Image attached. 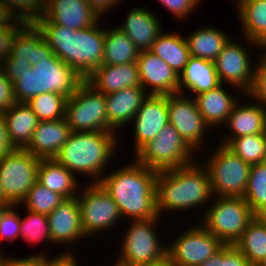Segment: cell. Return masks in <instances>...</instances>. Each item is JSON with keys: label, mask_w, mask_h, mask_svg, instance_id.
<instances>
[{"label": "cell", "mask_w": 266, "mask_h": 266, "mask_svg": "<svg viewBox=\"0 0 266 266\" xmlns=\"http://www.w3.org/2000/svg\"><path fill=\"white\" fill-rule=\"evenodd\" d=\"M252 266L266 257V216H255L234 244Z\"/></svg>", "instance_id": "cell-33"}, {"label": "cell", "mask_w": 266, "mask_h": 266, "mask_svg": "<svg viewBox=\"0 0 266 266\" xmlns=\"http://www.w3.org/2000/svg\"><path fill=\"white\" fill-rule=\"evenodd\" d=\"M158 171L133 162L103 176L98 182L118 205L122 218H156V177Z\"/></svg>", "instance_id": "cell-2"}, {"label": "cell", "mask_w": 266, "mask_h": 266, "mask_svg": "<svg viewBox=\"0 0 266 266\" xmlns=\"http://www.w3.org/2000/svg\"><path fill=\"white\" fill-rule=\"evenodd\" d=\"M164 6L169 13L174 14V17L179 19L188 18L192 11L198 7L201 0H157Z\"/></svg>", "instance_id": "cell-45"}, {"label": "cell", "mask_w": 266, "mask_h": 266, "mask_svg": "<svg viewBox=\"0 0 266 266\" xmlns=\"http://www.w3.org/2000/svg\"><path fill=\"white\" fill-rule=\"evenodd\" d=\"M235 1H237V7L244 1V0H235Z\"/></svg>", "instance_id": "cell-60"}, {"label": "cell", "mask_w": 266, "mask_h": 266, "mask_svg": "<svg viewBox=\"0 0 266 266\" xmlns=\"http://www.w3.org/2000/svg\"><path fill=\"white\" fill-rule=\"evenodd\" d=\"M17 19L11 13L8 5L0 2V27L14 24Z\"/></svg>", "instance_id": "cell-53"}, {"label": "cell", "mask_w": 266, "mask_h": 266, "mask_svg": "<svg viewBox=\"0 0 266 266\" xmlns=\"http://www.w3.org/2000/svg\"><path fill=\"white\" fill-rule=\"evenodd\" d=\"M141 266H175L174 263L171 261L169 256L166 254L162 258L158 259L157 261L144 264Z\"/></svg>", "instance_id": "cell-55"}, {"label": "cell", "mask_w": 266, "mask_h": 266, "mask_svg": "<svg viewBox=\"0 0 266 266\" xmlns=\"http://www.w3.org/2000/svg\"><path fill=\"white\" fill-rule=\"evenodd\" d=\"M112 28L105 29L102 65L137 63L140 51L120 28Z\"/></svg>", "instance_id": "cell-32"}, {"label": "cell", "mask_w": 266, "mask_h": 266, "mask_svg": "<svg viewBox=\"0 0 266 266\" xmlns=\"http://www.w3.org/2000/svg\"><path fill=\"white\" fill-rule=\"evenodd\" d=\"M263 53V54H262ZM258 57V63L254 67V80L251 90L246 94L253 97L256 102L266 108V53L262 52Z\"/></svg>", "instance_id": "cell-41"}, {"label": "cell", "mask_w": 266, "mask_h": 266, "mask_svg": "<svg viewBox=\"0 0 266 266\" xmlns=\"http://www.w3.org/2000/svg\"><path fill=\"white\" fill-rule=\"evenodd\" d=\"M8 7L17 20L35 24L44 17L45 0H11Z\"/></svg>", "instance_id": "cell-40"}, {"label": "cell", "mask_w": 266, "mask_h": 266, "mask_svg": "<svg viewBox=\"0 0 266 266\" xmlns=\"http://www.w3.org/2000/svg\"><path fill=\"white\" fill-rule=\"evenodd\" d=\"M147 95L142 86L126 87L120 91L105 94L108 132H115L118 128L131 123Z\"/></svg>", "instance_id": "cell-21"}, {"label": "cell", "mask_w": 266, "mask_h": 266, "mask_svg": "<svg viewBox=\"0 0 266 266\" xmlns=\"http://www.w3.org/2000/svg\"><path fill=\"white\" fill-rule=\"evenodd\" d=\"M8 138L14 149H25L39 122L27 103H14L3 112Z\"/></svg>", "instance_id": "cell-25"}, {"label": "cell", "mask_w": 266, "mask_h": 266, "mask_svg": "<svg viewBox=\"0 0 266 266\" xmlns=\"http://www.w3.org/2000/svg\"><path fill=\"white\" fill-rule=\"evenodd\" d=\"M167 245L166 254L175 266H199L225 244L202 224L191 226Z\"/></svg>", "instance_id": "cell-13"}, {"label": "cell", "mask_w": 266, "mask_h": 266, "mask_svg": "<svg viewBox=\"0 0 266 266\" xmlns=\"http://www.w3.org/2000/svg\"><path fill=\"white\" fill-rule=\"evenodd\" d=\"M16 103L12 83L4 76L0 69V113L5 112Z\"/></svg>", "instance_id": "cell-47"}, {"label": "cell", "mask_w": 266, "mask_h": 266, "mask_svg": "<svg viewBox=\"0 0 266 266\" xmlns=\"http://www.w3.org/2000/svg\"><path fill=\"white\" fill-rule=\"evenodd\" d=\"M214 197L202 225L225 245H234L256 215L242 197Z\"/></svg>", "instance_id": "cell-6"}, {"label": "cell", "mask_w": 266, "mask_h": 266, "mask_svg": "<svg viewBox=\"0 0 266 266\" xmlns=\"http://www.w3.org/2000/svg\"><path fill=\"white\" fill-rule=\"evenodd\" d=\"M51 243L69 244L86 238L82 224L81 212L77 198L64 200L47 216Z\"/></svg>", "instance_id": "cell-19"}, {"label": "cell", "mask_w": 266, "mask_h": 266, "mask_svg": "<svg viewBox=\"0 0 266 266\" xmlns=\"http://www.w3.org/2000/svg\"><path fill=\"white\" fill-rule=\"evenodd\" d=\"M220 144L225 145L250 165L266 162V133L237 137L233 140H222Z\"/></svg>", "instance_id": "cell-34"}, {"label": "cell", "mask_w": 266, "mask_h": 266, "mask_svg": "<svg viewBox=\"0 0 266 266\" xmlns=\"http://www.w3.org/2000/svg\"><path fill=\"white\" fill-rule=\"evenodd\" d=\"M244 199L256 216H266V162L252 165Z\"/></svg>", "instance_id": "cell-35"}, {"label": "cell", "mask_w": 266, "mask_h": 266, "mask_svg": "<svg viewBox=\"0 0 266 266\" xmlns=\"http://www.w3.org/2000/svg\"><path fill=\"white\" fill-rule=\"evenodd\" d=\"M86 80L55 54L31 66L13 83L16 103H27L36 95L51 92L69 99Z\"/></svg>", "instance_id": "cell-5"}, {"label": "cell", "mask_w": 266, "mask_h": 266, "mask_svg": "<svg viewBox=\"0 0 266 266\" xmlns=\"http://www.w3.org/2000/svg\"><path fill=\"white\" fill-rule=\"evenodd\" d=\"M67 98L58 93L46 92L31 98L27 105L39 121H53L65 117Z\"/></svg>", "instance_id": "cell-36"}, {"label": "cell", "mask_w": 266, "mask_h": 266, "mask_svg": "<svg viewBox=\"0 0 266 266\" xmlns=\"http://www.w3.org/2000/svg\"><path fill=\"white\" fill-rule=\"evenodd\" d=\"M54 55L48 44L42 39L36 46L33 55V66L40 63L41 60L51 58Z\"/></svg>", "instance_id": "cell-51"}, {"label": "cell", "mask_w": 266, "mask_h": 266, "mask_svg": "<svg viewBox=\"0 0 266 266\" xmlns=\"http://www.w3.org/2000/svg\"><path fill=\"white\" fill-rule=\"evenodd\" d=\"M237 8L245 42L266 53V0H244Z\"/></svg>", "instance_id": "cell-28"}, {"label": "cell", "mask_w": 266, "mask_h": 266, "mask_svg": "<svg viewBox=\"0 0 266 266\" xmlns=\"http://www.w3.org/2000/svg\"><path fill=\"white\" fill-rule=\"evenodd\" d=\"M71 133L65 117L53 121H39L25 150L40 159L55 158Z\"/></svg>", "instance_id": "cell-20"}, {"label": "cell", "mask_w": 266, "mask_h": 266, "mask_svg": "<svg viewBox=\"0 0 266 266\" xmlns=\"http://www.w3.org/2000/svg\"><path fill=\"white\" fill-rule=\"evenodd\" d=\"M232 40L227 42L213 62L220 83H227L244 96L252 88L255 69H252L254 67L244 45Z\"/></svg>", "instance_id": "cell-15"}, {"label": "cell", "mask_w": 266, "mask_h": 266, "mask_svg": "<svg viewBox=\"0 0 266 266\" xmlns=\"http://www.w3.org/2000/svg\"><path fill=\"white\" fill-rule=\"evenodd\" d=\"M75 174L66 169L55 158L41 159L37 171V182L66 199L77 197L79 185Z\"/></svg>", "instance_id": "cell-29"}, {"label": "cell", "mask_w": 266, "mask_h": 266, "mask_svg": "<svg viewBox=\"0 0 266 266\" xmlns=\"http://www.w3.org/2000/svg\"><path fill=\"white\" fill-rule=\"evenodd\" d=\"M213 193L206 168L196 161L190 165L158 171L156 177V210L181 211L211 201Z\"/></svg>", "instance_id": "cell-3"}, {"label": "cell", "mask_w": 266, "mask_h": 266, "mask_svg": "<svg viewBox=\"0 0 266 266\" xmlns=\"http://www.w3.org/2000/svg\"><path fill=\"white\" fill-rule=\"evenodd\" d=\"M90 6L103 17L104 13L108 12V9L115 7L122 0H87ZM120 1V2H119Z\"/></svg>", "instance_id": "cell-52"}, {"label": "cell", "mask_w": 266, "mask_h": 266, "mask_svg": "<svg viewBox=\"0 0 266 266\" xmlns=\"http://www.w3.org/2000/svg\"><path fill=\"white\" fill-rule=\"evenodd\" d=\"M43 255L41 252L25 258H6L0 253V266H43Z\"/></svg>", "instance_id": "cell-48"}, {"label": "cell", "mask_w": 266, "mask_h": 266, "mask_svg": "<svg viewBox=\"0 0 266 266\" xmlns=\"http://www.w3.org/2000/svg\"><path fill=\"white\" fill-rule=\"evenodd\" d=\"M255 266H266V257L258 262Z\"/></svg>", "instance_id": "cell-58"}, {"label": "cell", "mask_w": 266, "mask_h": 266, "mask_svg": "<svg viewBox=\"0 0 266 266\" xmlns=\"http://www.w3.org/2000/svg\"><path fill=\"white\" fill-rule=\"evenodd\" d=\"M34 25L53 53L85 80L103 64L105 29L98 24L77 30L53 22Z\"/></svg>", "instance_id": "cell-1"}, {"label": "cell", "mask_w": 266, "mask_h": 266, "mask_svg": "<svg viewBox=\"0 0 266 266\" xmlns=\"http://www.w3.org/2000/svg\"><path fill=\"white\" fill-rule=\"evenodd\" d=\"M43 39L42 33L34 24H26L15 36L11 55L17 59L29 60L33 66L35 46Z\"/></svg>", "instance_id": "cell-38"}, {"label": "cell", "mask_w": 266, "mask_h": 266, "mask_svg": "<svg viewBox=\"0 0 266 266\" xmlns=\"http://www.w3.org/2000/svg\"><path fill=\"white\" fill-rule=\"evenodd\" d=\"M0 2L9 5L11 0H0Z\"/></svg>", "instance_id": "cell-59"}, {"label": "cell", "mask_w": 266, "mask_h": 266, "mask_svg": "<svg viewBox=\"0 0 266 266\" xmlns=\"http://www.w3.org/2000/svg\"><path fill=\"white\" fill-rule=\"evenodd\" d=\"M25 25L17 20L14 24L0 27V65L10 55L14 38Z\"/></svg>", "instance_id": "cell-43"}, {"label": "cell", "mask_w": 266, "mask_h": 266, "mask_svg": "<svg viewBox=\"0 0 266 266\" xmlns=\"http://www.w3.org/2000/svg\"><path fill=\"white\" fill-rule=\"evenodd\" d=\"M16 205H12L0 221V241L12 243L20 238L21 216L17 214ZM1 252V251H0Z\"/></svg>", "instance_id": "cell-42"}, {"label": "cell", "mask_w": 266, "mask_h": 266, "mask_svg": "<svg viewBox=\"0 0 266 266\" xmlns=\"http://www.w3.org/2000/svg\"><path fill=\"white\" fill-rule=\"evenodd\" d=\"M183 94L178 92L167 95L169 123L180 133L185 142L197 152L196 149H200L203 144V138L209 126L205 123L195 99Z\"/></svg>", "instance_id": "cell-14"}, {"label": "cell", "mask_w": 266, "mask_h": 266, "mask_svg": "<svg viewBox=\"0 0 266 266\" xmlns=\"http://www.w3.org/2000/svg\"><path fill=\"white\" fill-rule=\"evenodd\" d=\"M216 27H202L186 37L190 56L214 61L231 39Z\"/></svg>", "instance_id": "cell-31"}, {"label": "cell", "mask_w": 266, "mask_h": 266, "mask_svg": "<svg viewBox=\"0 0 266 266\" xmlns=\"http://www.w3.org/2000/svg\"><path fill=\"white\" fill-rule=\"evenodd\" d=\"M31 68L29 60L14 58L11 54L1 63L0 69L4 76L13 83L16 79L21 77L23 72Z\"/></svg>", "instance_id": "cell-44"}, {"label": "cell", "mask_w": 266, "mask_h": 266, "mask_svg": "<svg viewBox=\"0 0 266 266\" xmlns=\"http://www.w3.org/2000/svg\"><path fill=\"white\" fill-rule=\"evenodd\" d=\"M159 217L131 219L132 224L123 235L121 252L116 258L115 266H141L157 261L166 255L167 246L161 245L155 230L158 225L156 223H159L157 221L161 219Z\"/></svg>", "instance_id": "cell-9"}, {"label": "cell", "mask_w": 266, "mask_h": 266, "mask_svg": "<svg viewBox=\"0 0 266 266\" xmlns=\"http://www.w3.org/2000/svg\"><path fill=\"white\" fill-rule=\"evenodd\" d=\"M144 7L130 10L123 24L118 26L141 51L150 50L156 38L163 32L157 15Z\"/></svg>", "instance_id": "cell-22"}, {"label": "cell", "mask_w": 266, "mask_h": 266, "mask_svg": "<svg viewBox=\"0 0 266 266\" xmlns=\"http://www.w3.org/2000/svg\"><path fill=\"white\" fill-rule=\"evenodd\" d=\"M64 200H66L64 196L49 190L36 181L21 204L25 203L26 210L48 216Z\"/></svg>", "instance_id": "cell-37"}, {"label": "cell", "mask_w": 266, "mask_h": 266, "mask_svg": "<svg viewBox=\"0 0 266 266\" xmlns=\"http://www.w3.org/2000/svg\"><path fill=\"white\" fill-rule=\"evenodd\" d=\"M14 148L11 146L8 138L6 121L3 113H0V158L12 151Z\"/></svg>", "instance_id": "cell-50"}, {"label": "cell", "mask_w": 266, "mask_h": 266, "mask_svg": "<svg viewBox=\"0 0 266 266\" xmlns=\"http://www.w3.org/2000/svg\"><path fill=\"white\" fill-rule=\"evenodd\" d=\"M141 86L148 94L169 95L179 92V75L149 50L141 51L137 60ZM151 88L147 92V88Z\"/></svg>", "instance_id": "cell-17"}, {"label": "cell", "mask_w": 266, "mask_h": 266, "mask_svg": "<svg viewBox=\"0 0 266 266\" xmlns=\"http://www.w3.org/2000/svg\"><path fill=\"white\" fill-rule=\"evenodd\" d=\"M0 202H7L5 201L4 199V193L2 191V185H1V182H0Z\"/></svg>", "instance_id": "cell-57"}, {"label": "cell", "mask_w": 266, "mask_h": 266, "mask_svg": "<svg viewBox=\"0 0 266 266\" xmlns=\"http://www.w3.org/2000/svg\"><path fill=\"white\" fill-rule=\"evenodd\" d=\"M222 266H252L235 245L222 247Z\"/></svg>", "instance_id": "cell-46"}, {"label": "cell", "mask_w": 266, "mask_h": 266, "mask_svg": "<svg viewBox=\"0 0 266 266\" xmlns=\"http://www.w3.org/2000/svg\"><path fill=\"white\" fill-rule=\"evenodd\" d=\"M149 51L165 61L178 75L184 70L190 58L186 37L175 32H162Z\"/></svg>", "instance_id": "cell-30"}, {"label": "cell", "mask_w": 266, "mask_h": 266, "mask_svg": "<svg viewBox=\"0 0 266 266\" xmlns=\"http://www.w3.org/2000/svg\"><path fill=\"white\" fill-rule=\"evenodd\" d=\"M65 118L72 132H108L105 94L85 81L67 99Z\"/></svg>", "instance_id": "cell-10"}, {"label": "cell", "mask_w": 266, "mask_h": 266, "mask_svg": "<svg viewBox=\"0 0 266 266\" xmlns=\"http://www.w3.org/2000/svg\"><path fill=\"white\" fill-rule=\"evenodd\" d=\"M86 81L104 94L117 92L126 87L141 86L137 63L101 65Z\"/></svg>", "instance_id": "cell-23"}, {"label": "cell", "mask_w": 266, "mask_h": 266, "mask_svg": "<svg viewBox=\"0 0 266 266\" xmlns=\"http://www.w3.org/2000/svg\"><path fill=\"white\" fill-rule=\"evenodd\" d=\"M232 134L221 140H233L237 137L266 133V108L261 104L236 103L226 122Z\"/></svg>", "instance_id": "cell-24"}, {"label": "cell", "mask_w": 266, "mask_h": 266, "mask_svg": "<svg viewBox=\"0 0 266 266\" xmlns=\"http://www.w3.org/2000/svg\"><path fill=\"white\" fill-rule=\"evenodd\" d=\"M12 206L10 202H0V221L6 211Z\"/></svg>", "instance_id": "cell-56"}, {"label": "cell", "mask_w": 266, "mask_h": 266, "mask_svg": "<svg viewBox=\"0 0 266 266\" xmlns=\"http://www.w3.org/2000/svg\"><path fill=\"white\" fill-rule=\"evenodd\" d=\"M24 238L28 244L39 243L40 240L51 242L49 224L46 215L30 210L21 218L20 238ZM31 242V243H30Z\"/></svg>", "instance_id": "cell-39"}, {"label": "cell", "mask_w": 266, "mask_h": 266, "mask_svg": "<svg viewBox=\"0 0 266 266\" xmlns=\"http://www.w3.org/2000/svg\"><path fill=\"white\" fill-rule=\"evenodd\" d=\"M213 61L190 56L184 70L179 75V93L184 87L199 95L220 85Z\"/></svg>", "instance_id": "cell-27"}, {"label": "cell", "mask_w": 266, "mask_h": 266, "mask_svg": "<svg viewBox=\"0 0 266 266\" xmlns=\"http://www.w3.org/2000/svg\"><path fill=\"white\" fill-rule=\"evenodd\" d=\"M132 122V124H135L133 126L135 136L134 151L137 153L169 123L167 95L148 94Z\"/></svg>", "instance_id": "cell-16"}, {"label": "cell", "mask_w": 266, "mask_h": 266, "mask_svg": "<svg viewBox=\"0 0 266 266\" xmlns=\"http://www.w3.org/2000/svg\"><path fill=\"white\" fill-rule=\"evenodd\" d=\"M63 252L53 259L47 258V255H43V266H79L75 254L70 252ZM65 253V254H64Z\"/></svg>", "instance_id": "cell-49"}, {"label": "cell", "mask_w": 266, "mask_h": 266, "mask_svg": "<svg viewBox=\"0 0 266 266\" xmlns=\"http://www.w3.org/2000/svg\"><path fill=\"white\" fill-rule=\"evenodd\" d=\"M115 132H72L55 159L72 173L91 176L98 183L118 148ZM110 160V161H109Z\"/></svg>", "instance_id": "cell-4"}, {"label": "cell", "mask_w": 266, "mask_h": 266, "mask_svg": "<svg viewBox=\"0 0 266 266\" xmlns=\"http://www.w3.org/2000/svg\"><path fill=\"white\" fill-rule=\"evenodd\" d=\"M223 85L221 83L214 89L193 96L205 123L210 128L219 124L221 127L223 123L225 125L233 107L238 102V98L232 97L230 92L222 88Z\"/></svg>", "instance_id": "cell-26"}, {"label": "cell", "mask_w": 266, "mask_h": 266, "mask_svg": "<svg viewBox=\"0 0 266 266\" xmlns=\"http://www.w3.org/2000/svg\"><path fill=\"white\" fill-rule=\"evenodd\" d=\"M40 160L25 149H13L0 158V182L5 201L20 206L37 181Z\"/></svg>", "instance_id": "cell-11"}, {"label": "cell", "mask_w": 266, "mask_h": 266, "mask_svg": "<svg viewBox=\"0 0 266 266\" xmlns=\"http://www.w3.org/2000/svg\"><path fill=\"white\" fill-rule=\"evenodd\" d=\"M201 164L208 171L213 196L244 198L252 165L220 143Z\"/></svg>", "instance_id": "cell-7"}, {"label": "cell", "mask_w": 266, "mask_h": 266, "mask_svg": "<svg viewBox=\"0 0 266 266\" xmlns=\"http://www.w3.org/2000/svg\"><path fill=\"white\" fill-rule=\"evenodd\" d=\"M101 18L87 0H45L44 17L37 22H53L77 30L91 27Z\"/></svg>", "instance_id": "cell-18"}, {"label": "cell", "mask_w": 266, "mask_h": 266, "mask_svg": "<svg viewBox=\"0 0 266 266\" xmlns=\"http://www.w3.org/2000/svg\"><path fill=\"white\" fill-rule=\"evenodd\" d=\"M85 188L76 198L80 207L82 228L88 238L107 231L122 216L118 205L99 183H91Z\"/></svg>", "instance_id": "cell-12"}, {"label": "cell", "mask_w": 266, "mask_h": 266, "mask_svg": "<svg viewBox=\"0 0 266 266\" xmlns=\"http://www.w3.org/2000/svg\"><path fill=\"white\" fill-rule=\"evenodd\" d=\"M194 152L180 133L168 123L134 155V160L147 168L163 171L194 163Z\"/></svg>", "instance_id": "cell-8"}, {"label": "cell", "mask_w": 266, "mask_h": 266, "mask_svg": "<svg viewBox=\"0 0 266 266\" xmlns=\"http://www.w3.org/2000/svg\"><path fill=\"white\" fill-rule=\"evenodd\" d=\"M199 266H222V248Z\"/></svg>", "instance_id": "cell-54"}]
</instances>
